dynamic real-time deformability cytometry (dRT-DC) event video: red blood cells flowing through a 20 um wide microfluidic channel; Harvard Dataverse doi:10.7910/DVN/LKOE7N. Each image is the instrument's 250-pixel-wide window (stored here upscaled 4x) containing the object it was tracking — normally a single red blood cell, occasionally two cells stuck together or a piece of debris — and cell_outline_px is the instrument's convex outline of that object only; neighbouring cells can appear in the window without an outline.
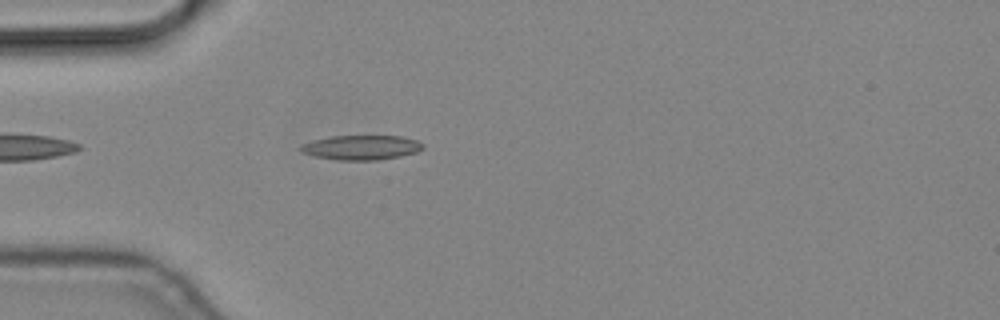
{"species": "common noctule bat (a hibernating species)", "species_latin": "Nyctalus noctula", "temperature_condition": "cold", "stored_images_in_passage": 1, "camera_frame_rate_fps": 3000, "um_per_image_px": 0.085, "animal": {"sex": "male", "body_mass_g": 19.2, "forearm_length_mm": 51.8}, "frame": {"image": 1, "passage_image": 1, "time_ms": 0.0, "image_size_px": [1000, 320], "cell_outline_px": [[424, 148], [416, 152], [400, 156], [376, 160], [336, 160], [316, 156], [300, 152], [300, 144], [312, 140], [332, 136], [400, 136], [416, 140], [424, 144]], "centroid_in_image_um": [30.69, 12.53], "position_along_channel_um": 54.3, "area_um2": 17.51}}